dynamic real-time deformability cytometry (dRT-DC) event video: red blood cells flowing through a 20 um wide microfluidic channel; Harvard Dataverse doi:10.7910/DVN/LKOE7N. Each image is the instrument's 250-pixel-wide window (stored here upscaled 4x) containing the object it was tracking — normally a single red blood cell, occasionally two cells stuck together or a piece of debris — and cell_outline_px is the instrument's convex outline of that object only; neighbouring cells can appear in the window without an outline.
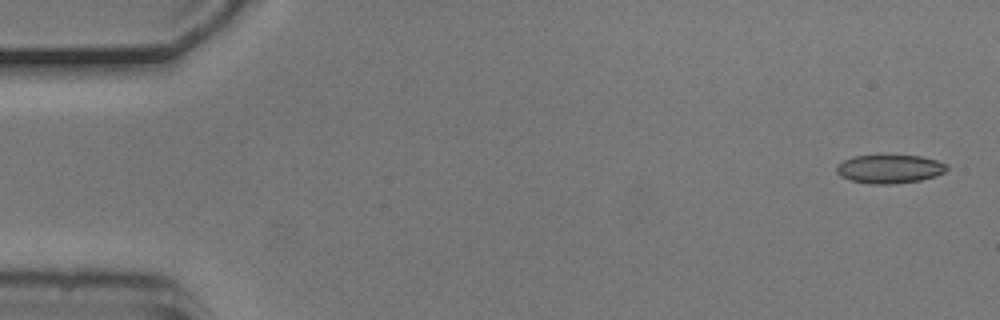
{"species": "common noctule bat (a hibernating species)", "species_latin": "Nyctalus noctula", "temperature_condition": "cold", "stored_images_in_passage": 5, "camera_frame_rate_fps": 3000, "um_per_image_px": 0.085, "animal": {"sex": "male", "body_mass_g": 20.5, "forearm_length_mm": 52.5}, "frame": {"image": 1, "passage_image": 1, "time_ms": 0.0, "image_size_px": [1000, 320], "cell_outline_px": [[948, 168], [944, 172], [936, 176], [920, 180], [892, 184], [872, 184], [852, 180], [840, 176], [836, 172], [836, 168], [844, 160], [852, 156], [884, 152], [920, 156], [936, 160], [948, 164]], "centroid_in_image_um": [75.62, 14.3], "position_along_channel_um": 9.4, "area_um2": 19.13}}
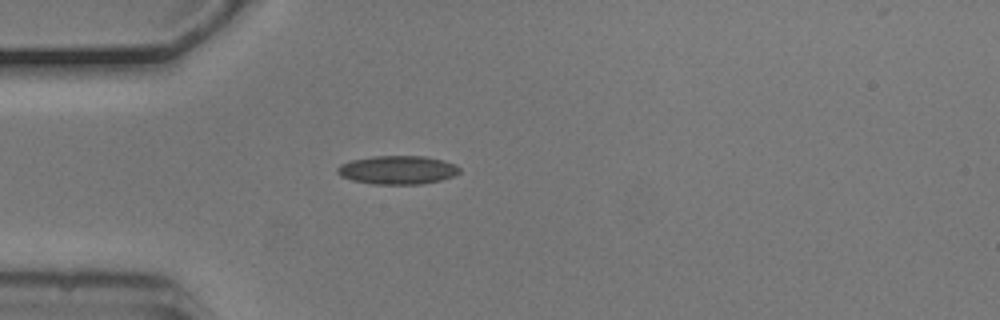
{"frame": {"image": 2, "passage_image": 4, "time_ms": 1.0, "image_size_px": [1000, 320], "cell_outline_px": [[460, 172], [452, 176], [440, 180], [420, 184], [372, 184], [352, 180], [340, 176], [336, 172], [336, 168], [340, 164], [352, 160], [372, 156], [424, 156], [444, 160], [456, 164], [460, 168]], "centroid_in_image_um": [33.78, 14.44], "position_along_channel_um": 51.2, "area_um2": 20.4}}